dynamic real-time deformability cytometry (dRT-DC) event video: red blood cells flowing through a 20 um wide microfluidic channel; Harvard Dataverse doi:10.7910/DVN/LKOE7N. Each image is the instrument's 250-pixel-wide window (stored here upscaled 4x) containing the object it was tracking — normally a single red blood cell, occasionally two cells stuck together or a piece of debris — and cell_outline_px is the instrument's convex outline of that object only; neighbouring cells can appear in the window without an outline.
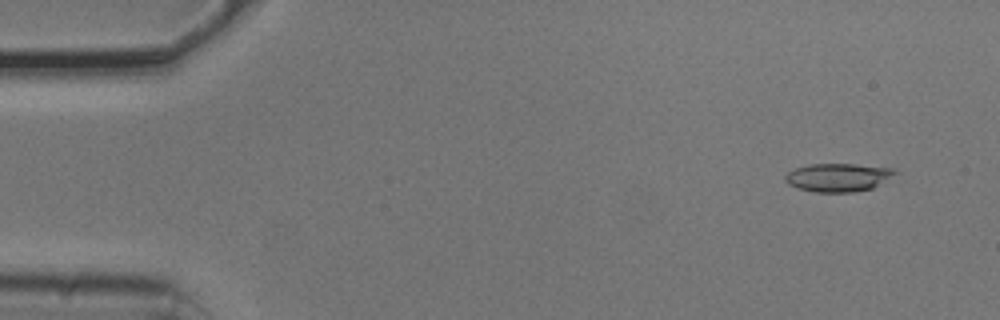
{"species": "common noctule bat (a hibernating species)", "species_latin": "Nyctalus noctula", "temperature_condition": "cold", "stored_images_in_passage": 54, "camera_frame_rate_fps": 3000, "um_per_image_px": 0.085, "animal": {"sex": "male", "body_mass_g": 20.5, "forearm_length_mm": 52.5}, "frame": {"image": 1, "passage_image": 4, "time_ms": 1.0, "image_size_px": [1000, 320], "cell_outline_px": [[896, 172], [872, 188], [856, 192], [816, 192], [796, 188], [788, 184], [784, 180], [784, 176], [788, 172], [796, 168], [808, 164], [856, 164], [892, 168]], "centroid_in_image_um": [71.16, 15.08], "position_along_channel_um": 13.8, "area_um2": 17.92}}
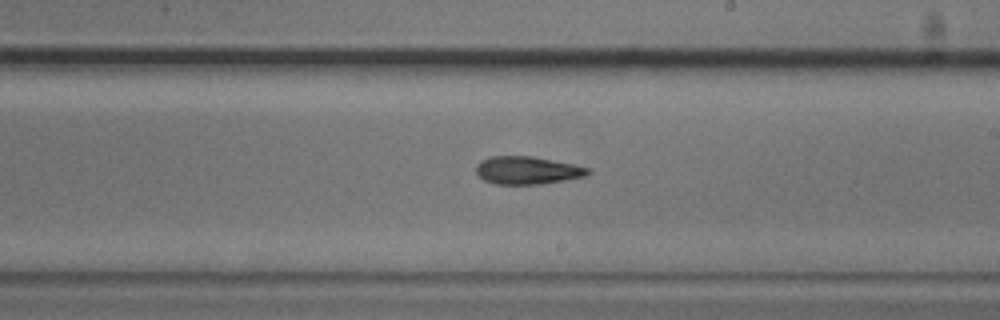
{"frame": {"image": 2, "passage_image": 31, "time_ms": 10.0, "image_size_px": [1000, 320], "cell_outline_px": [[592, 172], [588, 176], [544, 184], [492, 184], [484, 180], [476, 172], [476, 164], [480, 160], [488, 156], [532, 156], [592, 168]], "centroid_in_image_um": [44.84, 14.48], "position_along_channel_um": 244.2, "area_um2": 18.44}}
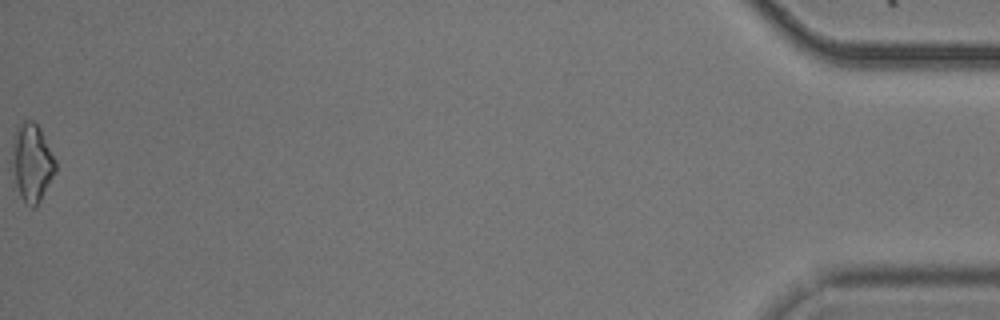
{"frame": {"image": 3, "passage_image": 54, "time_ms": 17.667, "image_size_px": [1000, 320], "cell_outline_px": [[56, 172], [40, 200], [32, 208], [20, 196], [16, 184], [12, 152], [12, 144], [24, 120], [32, 120], [40, 128], [56, 160]], "centroid_in_image_um": [2.76, 13.83], "position_along_channel_um": 432.4, "area_um2": 18.96}, "authors_computed_cell_mechanics": {"area_um2": 18.1781, "velocity_mm_per_s": 3.7682, "shape_relaxation_time_tau1_ms": null, "shape_relaxation_time_tau2_ms": 8.6239, "deformation_change_tau1": null, "deformation_change_tau2": 0.2026}}